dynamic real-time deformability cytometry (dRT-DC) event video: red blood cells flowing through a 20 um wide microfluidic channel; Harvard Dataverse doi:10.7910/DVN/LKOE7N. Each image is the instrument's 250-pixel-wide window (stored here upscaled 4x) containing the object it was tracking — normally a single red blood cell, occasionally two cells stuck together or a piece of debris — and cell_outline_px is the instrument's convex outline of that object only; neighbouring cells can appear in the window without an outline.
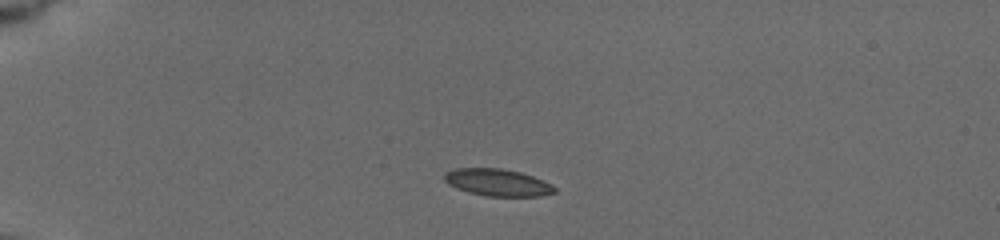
{"species": "common noctule bat (a hibernating species)", "species_latin": "Nyctalus noctula", "temperature_condition": "cold", "stored_images_in_passage": 51, "camera_frame_rate_fps": 3000, "um_per_image_px": 0.085, "animal": {"sex": "female", "body_mass_g": 19.5, "forearm_length_mm": 54.1}, "frame": {"image": 1, "passage_image": 1, "time_ms": 0.0, "image_size_px": [1000, 240], "cell_outline_px": [[556, 192], [540, 196], [484, 196], [468, 192], [456, 188], [448, 184], [444, 180], [444, 172], [456, 168], [500, 168], [520, 172], [532, 176], [552, 184], [556, 188]], "centroid_in_image_um": [42.27, 15.51], "position_along_channel_um": 42.7, "area_um2": 17.46}}
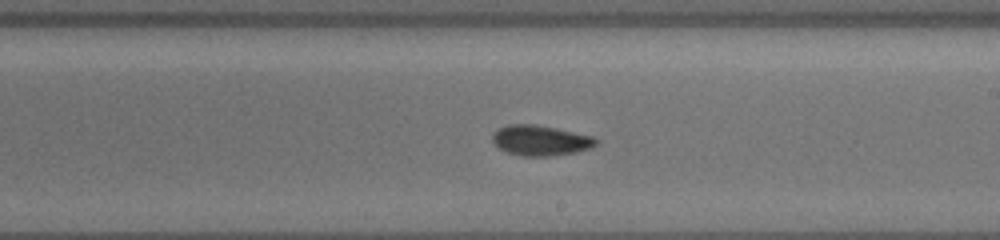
{"frame": {"image": 2, "passage_image": 21, "time_ms": 6.667, "image_size_px": [1000, 240], "cell_outline_px": [[600, 140], [592, 148], [576, 152], [552, 156], [520, 156], [496, 148], [492, 140], [492, 132], [496, 128], [508, 124], [532, 124], [556, 128], [592, 136]], "centroid_in_image_um": [45.9, 11.94], "position_along_channel_um": 243.1, "area_um2": 18.61}}
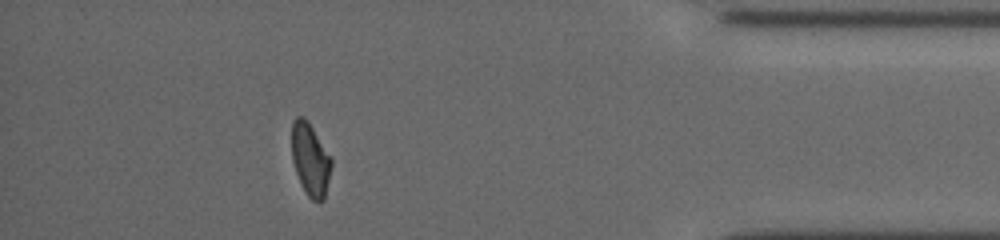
{"frame": {"image": 3, "passage_image": 43, "time_ms": 12.0, "image_size_px": [1000, 240], "cell_outline_px": [[332, 164], [324, 200], [320, 204], [312, 200], [308, 196], [300, 184], [292, 160], [292, 120], [296, 116], [304, 116], [308, 120], [332, 160]], "centroid_in_image_um": [26.37, 13.57], "position_along_channel_um": 408.8, "area_um2": 16.88}, "authors_computed_cell_mechanics": {"area_um2": 17.5712, "velocity_mm_per_s": 3.7544, "shape_relaxation_time_tau1_ms": 5.2269, "shape_relaxation_time_tau2_ms": 3.8457, "deformation_change_tau1": 0.1129, "deformation_change_tau2": 0.0726}}